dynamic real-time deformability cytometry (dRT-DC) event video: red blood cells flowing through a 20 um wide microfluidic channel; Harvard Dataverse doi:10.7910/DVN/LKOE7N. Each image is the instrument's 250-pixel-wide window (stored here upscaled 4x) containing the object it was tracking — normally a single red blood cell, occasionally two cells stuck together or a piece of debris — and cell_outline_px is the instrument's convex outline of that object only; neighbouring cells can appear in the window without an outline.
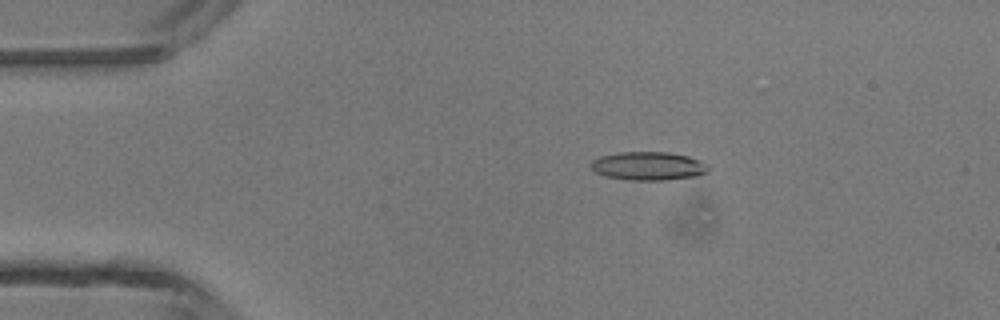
{"species": "common noctule bat (a hibernating species)", "species_latin": "Nyctalus noctula", "temperature_condition": "room temperature", "stored_images_in_passage": 3, "camera_frame_rate_fps": 3000, "um_per_image_px": 0.085, "animal": {"sex": "male", "body_mass_g": 13.3}, "frame": {"image": 1, "passage_image": 2, "time_ms": 1.333, "image_size_px": [1000, 320], "cell_outline_px": [[708, 172], [696, 176], [668, 180], [628, 180], [604, 176], [596, 172], [588, 164], [592, 160], [600, 156], [620, 152], [668, 152], [688, 156], [700, 160], [708, 164]], "centroid_in_image_um": [55.1, 14.11], "position_along_channel_um": 29.9, "area_um2": 19.65}}